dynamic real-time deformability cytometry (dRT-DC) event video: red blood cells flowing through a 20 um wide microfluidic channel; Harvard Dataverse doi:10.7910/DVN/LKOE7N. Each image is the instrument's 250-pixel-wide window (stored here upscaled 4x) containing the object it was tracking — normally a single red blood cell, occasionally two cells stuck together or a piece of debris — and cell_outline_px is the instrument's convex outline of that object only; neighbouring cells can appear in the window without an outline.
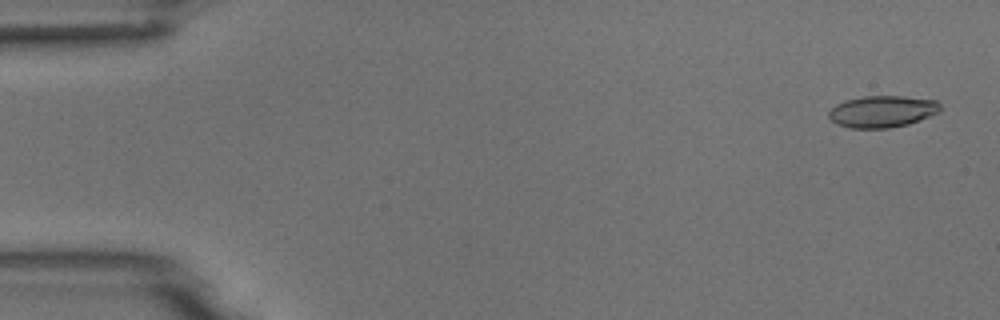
{"species": "common noctule bat (a hibernating species)", "species_latin": "Nyctalus noctula", "temperature_condition": "room temperature", "stored_images_in_passage": 5, "camera_frame_rate_fps": 3000, "um_per_image_px": 0.085, "animal": {"sex": "male", "body_mass_g": 18.8}, "frame": {"image": 1, "passage_image": 1, "time_ms": 0.0, "image_size_px": [1000, 320], "cell_outline_px": [[940, 112], [908, 124], [888, 128], [848, 128], [836, 124], [828, 116], [828, 112], [836, 104], [848, 100], [864, 96], [904, 96], [936, 100], [940, 104]], "centroid_in_image_um": [74.99, 9.48], "position_along_channel_um": 10.0, "area_um2": 20.58}}
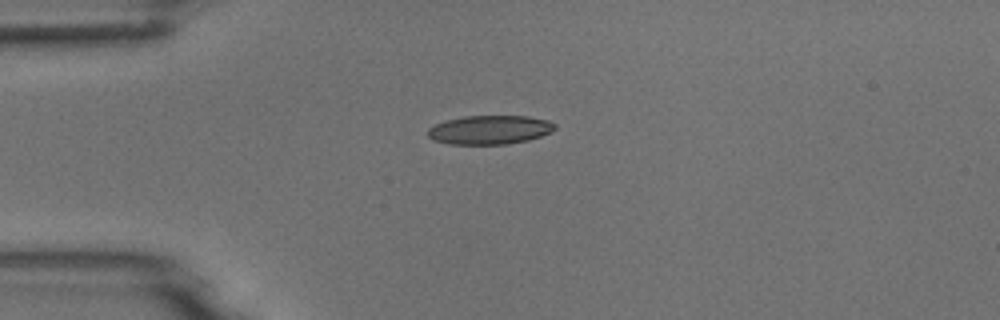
{"frame": {"image": 2, "passage_image": 4, "time_ms": 3.667, "image_size_px": [1000, 320], "cell_outline_px": [[556, 128], [540, 136], [528, 140], [508, 144], [448, 144], [432, 140], [428, 136], [428, 128], [436, 124], [448, 120], [464, 116], [528, 116], [548, 120], [556, 124]], "centroid_in_image_um": [41.62, 11.04], "position_along_channel_um": 43.4, "area_um2": 21.33}}